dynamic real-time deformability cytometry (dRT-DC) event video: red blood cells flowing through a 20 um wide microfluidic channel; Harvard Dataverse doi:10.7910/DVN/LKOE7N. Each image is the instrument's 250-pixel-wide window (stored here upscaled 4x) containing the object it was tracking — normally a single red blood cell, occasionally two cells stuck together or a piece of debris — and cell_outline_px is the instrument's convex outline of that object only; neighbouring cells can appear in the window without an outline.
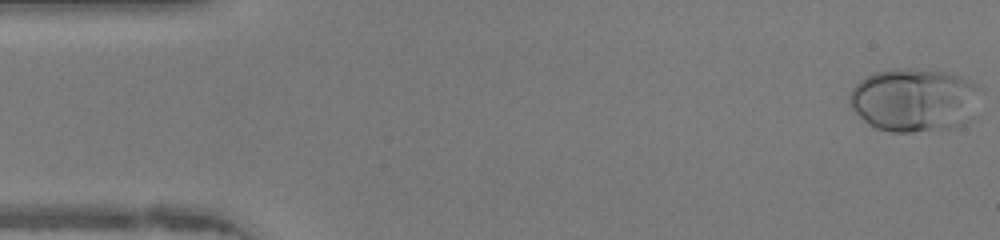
{"species": "human", "species_latin": "Homo sapiens", "temperature_condition": "warm", "stored_images_in_passage": 47, "camera_frame_rate_fps": 3000, "um_per_image_px": 0.085, "donor": {"sex": "female"}, "frame": {"image": 1, "passage_image": 1, "time_ms": 0.0, "image_size_px": [1000, 240], "cell_outline_px": [[980, 88], [960, 104], [928, 128], [912, 132], [892, 132], [876, 128], [868, 124], [852, 108], [848, 100], [848, 96], [852, 88], [860, 80], [876, 72], [896, 68], [928, 68], [960, 76], [976, 84]], "centroid_in_image_um": [77.22, 8.32], "position_along_channel_um": 7.8, "area_um2": 43.0}}
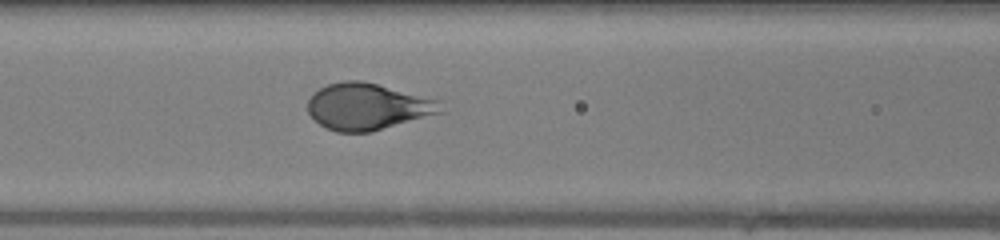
{"frame": {"image": 2, "passage_image": 19, "time_ms": 6.0, "image_size_px": [1000, 240], "cell_outline_px": [[448, 112], [372, 132], [336, 132], [320, 124], [308, 112], [308, 100], [320, 88], [328, 84], [344, 80], [360, 80], [444, 100]], "centroid_in_image_um": [31.4, 9.06], "position_along_channel_um": 135.2, "area_um2": 36.82}}
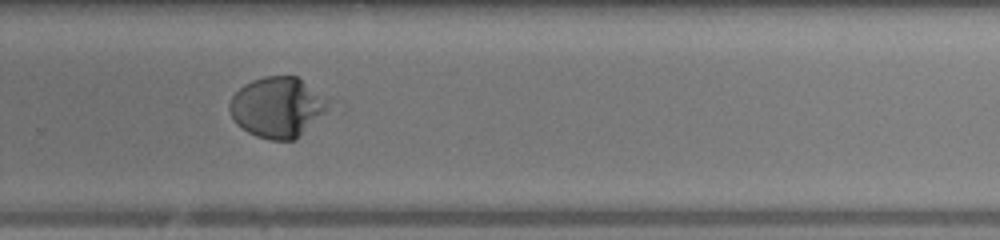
{"frame": {"image": 3, "passage_image": 31, "time_ms": 10.0, "image_size_px": [1000, 240], "cell_outline_px": [[348, 108], [344, 112], [296, 140], [272, 140], [256, 136], [248, 132], [236, 124], [228, 108], [228, 104], [232, 96], [244, 84], [252, 80], [264, 76], [296, 76], [340, 100]], "centroid_in_image_um": [24.02, 9.14], "position_along_channel_um": 305.8, "area_um2": 38.9}, "authors_computed_cell_mechanics": {"area_um2": 38.3214, "velocity_mm_per_s": 4.2881, "shape_relaxation_time_tau1_ms": 3.4417, "shape_relaxation_time_tau2_ms": null, "deformation_change_tau1": 0.2631, "deformation_change_tau2": null}}